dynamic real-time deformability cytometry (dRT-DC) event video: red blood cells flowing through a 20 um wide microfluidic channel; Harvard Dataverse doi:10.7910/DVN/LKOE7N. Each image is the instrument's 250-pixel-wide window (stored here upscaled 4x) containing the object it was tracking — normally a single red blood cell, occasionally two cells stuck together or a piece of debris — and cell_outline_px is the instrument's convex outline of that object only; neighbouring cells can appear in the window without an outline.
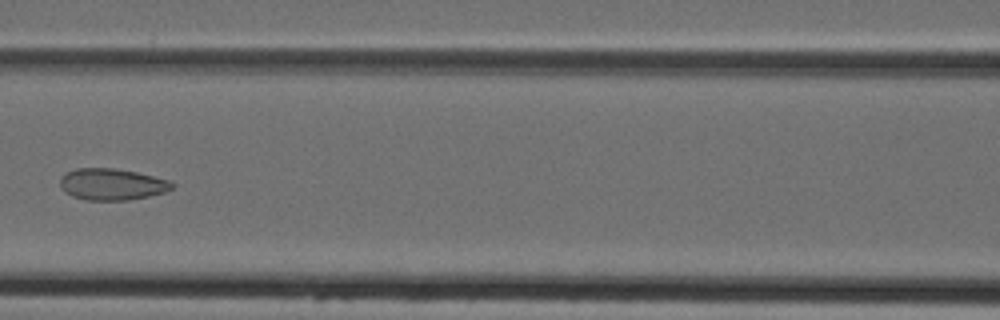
{"species": "Egyptian fruit bat (a non-hibernating species)", "species_latin": "Rousettus aegyptiacus", "temperature_condition": "cold", "stored_images_in_passage": 6, "camera_frame_rate_fps": 3000, "um_per_image_px": 0.085, "animal": {"sex": "female"}, "frame": {"image": 1, "passage_image": 5, "time_ms": 4.667, "image_size_px": [1000, 320], "cell_outline_px": [[176, 184], [172, 188], [164, 192], [148, 196], [128, 200], [84, 200], [72, 196], [64, 192], [60, 188], [60, 176], [76, 168], [116, 168], [136, 172], [168, 180]], "centroid_in_image_um": [9.47, 15.66], "position_along_channel_um": 157.1, "area_um2": 20.63}}
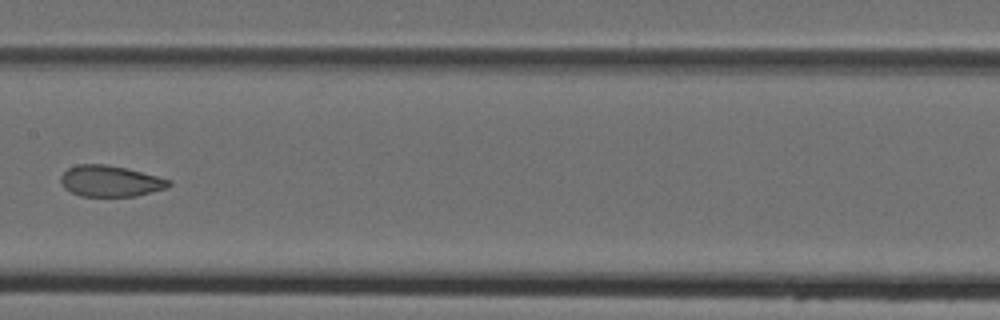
{"frame": {"image": 2, "passage_image": 6, "time_ms": 5.667, "image_size_px": [1000, 320], "cell_outline_px": [[172, 184], [168, 188], [136, 196], [80, 196], [64, 188], [60, 180], [60, 176], [68, 168], [76, 164], [104, 164], [124, 168], [172, 180]], "centroid_in_image_um": [9.37, 15.4], "position_along_channel_um": 198.0, "area_um2": 19.54}}